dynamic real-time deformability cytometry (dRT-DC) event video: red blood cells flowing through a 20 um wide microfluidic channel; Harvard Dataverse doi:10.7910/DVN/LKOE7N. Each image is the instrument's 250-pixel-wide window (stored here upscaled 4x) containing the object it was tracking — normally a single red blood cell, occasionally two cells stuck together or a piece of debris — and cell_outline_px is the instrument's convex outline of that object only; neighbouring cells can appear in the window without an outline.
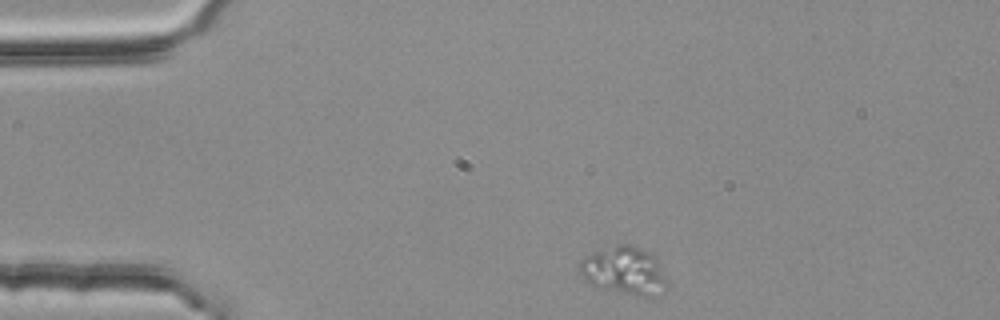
{"species": "common noctule bat (a hibernating species)", "species_latin": "Nyctalus noctula", "temperature_condition": "room temperature", "stored_images_in_passage": 2, "camera_frame_rate_fps": 3000, "um_per_image_px": 0.085, "animal": {"sex": "female", "body_mass_g": 25.1}, "frame": {"image": 1, "passage_image": 1, "time_ms": 0.0, "image_size_px": [1000, 320], "cell_outline_px": [[668, 284], [664, 292], [652, 296], [644, 296], [600, 288], [588, 284], [584, 280], [580, 272], [580, 260], [584, 256], [592, 252], [616, 244], [632, 244], [648, 252], [656, 260]], "centroid_in_image_um": [53.02, 23.0], "position_along_channel_um": 32.0, "area_um2": 24.28}}